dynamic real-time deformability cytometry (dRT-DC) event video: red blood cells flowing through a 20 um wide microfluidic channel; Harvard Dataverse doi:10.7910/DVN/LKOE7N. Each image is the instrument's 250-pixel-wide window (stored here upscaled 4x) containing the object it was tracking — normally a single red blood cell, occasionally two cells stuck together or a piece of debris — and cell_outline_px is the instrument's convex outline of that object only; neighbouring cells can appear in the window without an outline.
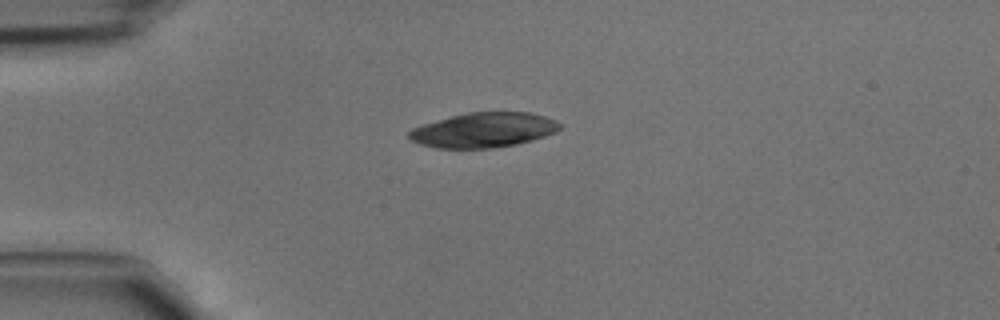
{"species": "common noctule bat (a hibernating species)", "species_latin": "Nyctalus noctula", "temperature_condition": "cold", "stored_images_in_passage": 35, "camera_frame_rate_fps": 3000, "um_per_image_px": 0.085, "animal": {"sex": "male", "body_mass_g": 15.6}, "frame": {"image": 1, "passage_image": 1, "time_ms": 0.0, "image_size_px": [1000, 320], "cell_outline_px": [[560, 128], [556, 132], [532, 140], [516, 144], [492, 148], [436, 148], [420, 144], [408, 140], [408, 132], [412, 128], [424, 124], [452, 116], [468, 112], [532, 112], [556, 120], [560, 124]], "centroid_in_image_um": [41.1, 11.05], "position_along_channel_um": 43.9, "area_um2": 30.58}}